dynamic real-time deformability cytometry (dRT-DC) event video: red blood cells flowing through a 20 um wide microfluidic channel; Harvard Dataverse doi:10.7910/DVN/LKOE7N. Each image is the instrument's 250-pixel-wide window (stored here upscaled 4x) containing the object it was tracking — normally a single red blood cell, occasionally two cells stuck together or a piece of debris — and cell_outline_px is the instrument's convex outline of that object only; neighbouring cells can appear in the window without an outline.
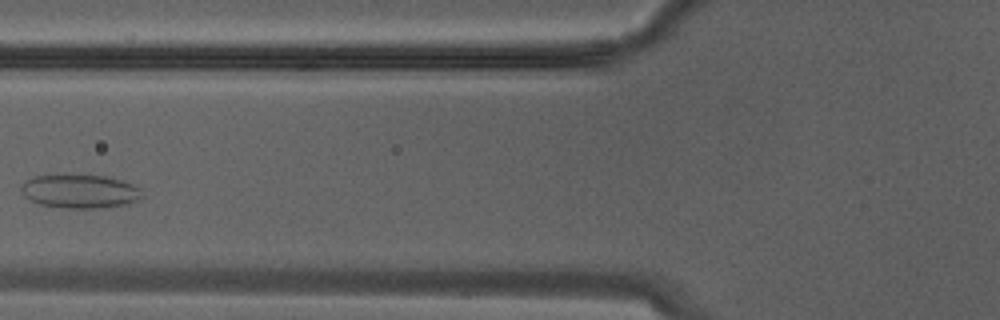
{"species": "Egyptian fruit bat (a non-hibernating species)", "species_latin": "Rousettus aegyptiacus", "temperature_condition": "warm", "stored_images_in_passage": 22, "camera_frame_rate_fps": 3000, "um_per_image_px": 0.085, "animal": {"sex": "male"}, "frame": {"image": 1, "passage_image": 4, "time_ms": 1.0, "image_size_px": [1000, 320], "cell_outline_px": [[144, 196], [136, 200], [124, 204], [100, 208], [60, 208], [40, 204], [24, 196], [20, 188], [24, 180], [36, 176], [64, 172], [104, 176], [124, 180], [140, 188]], "centroid_in_image_um": [6.76, 16.22], "position_along_channel_um": 119.0, "area_um2": 24.45}}